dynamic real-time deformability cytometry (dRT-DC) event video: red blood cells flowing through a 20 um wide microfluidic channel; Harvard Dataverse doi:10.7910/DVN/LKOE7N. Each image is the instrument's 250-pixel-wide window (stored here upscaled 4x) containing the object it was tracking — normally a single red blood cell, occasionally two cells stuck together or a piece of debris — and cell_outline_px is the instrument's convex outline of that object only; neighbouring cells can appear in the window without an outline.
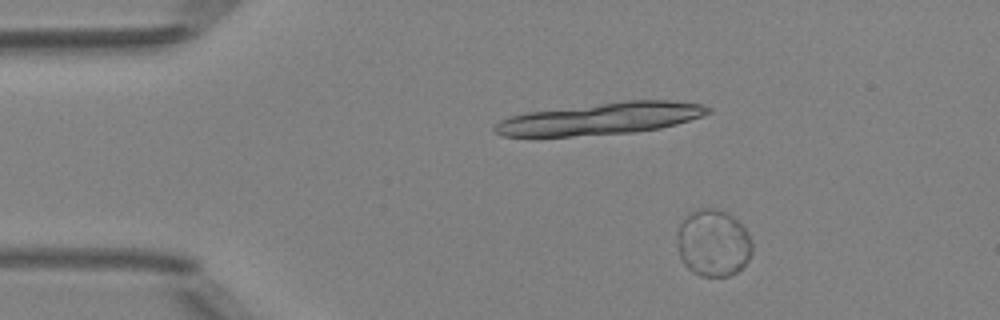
{"species": "Egyptian fruit bat (a non-hibernating species)", "species_latin": "Rousettus aegyptiacus", "temperature_condition": "room temperature", "stored_images_in_passage": 4, "camera_frame_rate_fps": 3000, "um_per_image_px": 0.085, "animal": {"sex": "female"}, "frame": {"image": 1, "passage_image": 1, "time_ms": 0.0, "image_size_px": [1000, 320], "cell_outline_px": [[752, 252], [748, 260], [736, 272], [728, 276], [700, 276], [692, 272], [684, 264], [680, 256], [676, 232], [680, 224], [696, 208], [716, 208], [732, 216], [748, 232], [752, 240]], "centroid_in_image_um": [60.62, 20.66], "position_along_channel_um": 24.4, "area_um2": 29.19}}
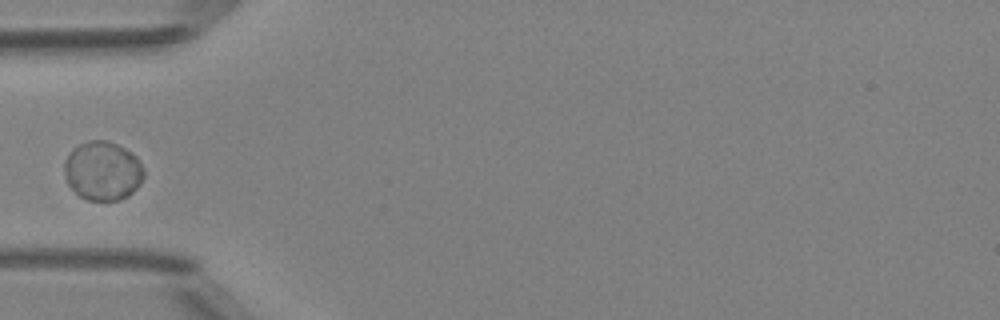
{"frame": {"image": 2, "passage_image": 4, "time_ms": 3.333, "image_size_px": [1000, 320], "cell_outline_px": [[144, 176], [140, 184], [128, 196], [120, 200], [88, 200], [80, 196], [68, 184], [64, 176], [64, 160], [68, 152], [72, 148], [88, 140], [104, 140], [116, 144], [124, 148], [136, 156], [144, 168]], "centroid_in_image_um": [8.71, 14.51], "position_along_channel_um": 76.3, "area_um2": 27.51}}